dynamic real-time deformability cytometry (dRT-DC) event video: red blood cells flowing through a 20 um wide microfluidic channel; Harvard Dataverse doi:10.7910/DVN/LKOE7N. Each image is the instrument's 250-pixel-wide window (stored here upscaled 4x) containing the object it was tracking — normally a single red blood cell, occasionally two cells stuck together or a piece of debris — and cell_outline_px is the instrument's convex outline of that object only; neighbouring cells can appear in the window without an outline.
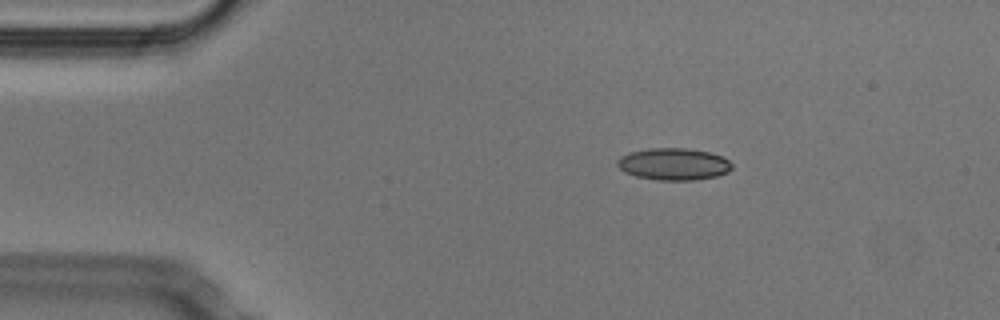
{"species": "Egyptian fruit bat (a non-hibernating species)", "species_latin": "Rousettus aegyptiacus", "temperature_condition": "cold", "stored_images_in_passage": 47, "camera_frame_rate_fps": 3000, "um_per_image_px": 0.085, "animal": {"sex": "male"}, "frame": {"image": 1, "passage_image": 4, "time_ms": 1.0, "image_size_px": [1000, 320], "cell_outline_px": [[732, 168], [728, 172], [716, 176], [696, 180], [660, 180], [636, 176], [624, 172], [616, 164], [616, 160], [620, 156], [628, 152], [648, 148], [688, 148], [708, 152], [720, 156], [728, 160], [732, 164]], "centroid_in_image_um": [57.23, 13.94], "position_along_channel_um": 27.8, "area_um2": 21.44}}
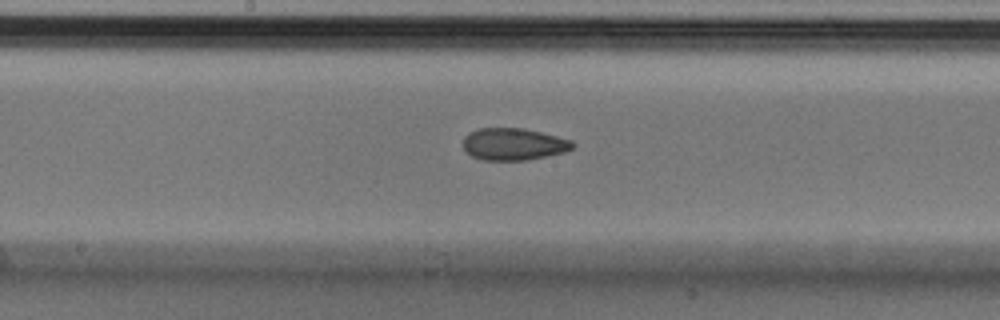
{"frame": {"image": 2, "passage_image": 22, "time_ms": 7.0, "image_size_px": [1000, 320], "cell_outline_px": [[576, 144], [572, 148], [564, 152], [548, 156], [528, 160], [484, 160], [472, 156], [464, 148], [464, 136], [468, 132], [476, 128], [520, 128], [540, 132], [572, 140]], "centroid_in_image_um": [43.65, 12.25], "position_along_channel_um": 204.5, "area_um2": 20.46}}
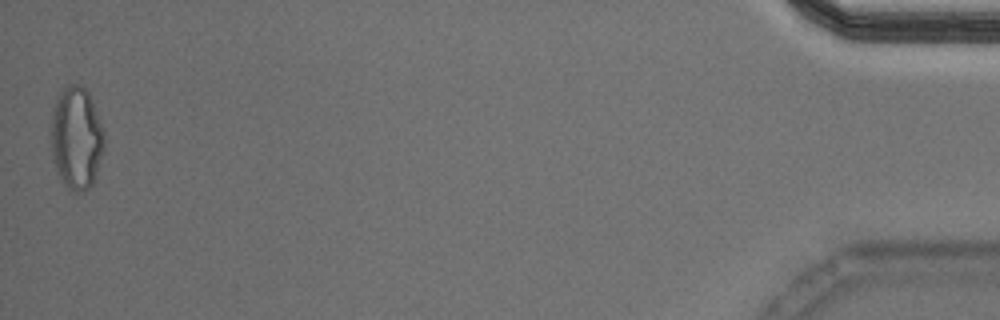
{"frame": {"image": 3, "passage_image": 47, "time_ms": 15.333, "image_size_px": [1000, 320], "cell_outline_px": [[104, 148], [92, 184], [84, 192], [68, 192], [60, 180], [56, 172], [52, 160], [48, 128], [52, 112], [56, 100], [60, 92], [68, 84], [76, 84], [84, 88], [88, 92], [92, 100], [104, 132]], "centroid_in_image_um": [6.43, 11.77], "position_along_channel_um": 428.8, "area_um2": 32.6}, "authors_computed_cell_mechanics": {"area_um2": 20.9814, "velocity_mm_per_s": 3.8181, "shape_relaxation_time_tau1_ms": 5.6115, "shape_relaxation_time_tau2_ms": 4.0645, "deformation_change_tau1": 0.1253, "deformation_change_tau2": 0.1102}}